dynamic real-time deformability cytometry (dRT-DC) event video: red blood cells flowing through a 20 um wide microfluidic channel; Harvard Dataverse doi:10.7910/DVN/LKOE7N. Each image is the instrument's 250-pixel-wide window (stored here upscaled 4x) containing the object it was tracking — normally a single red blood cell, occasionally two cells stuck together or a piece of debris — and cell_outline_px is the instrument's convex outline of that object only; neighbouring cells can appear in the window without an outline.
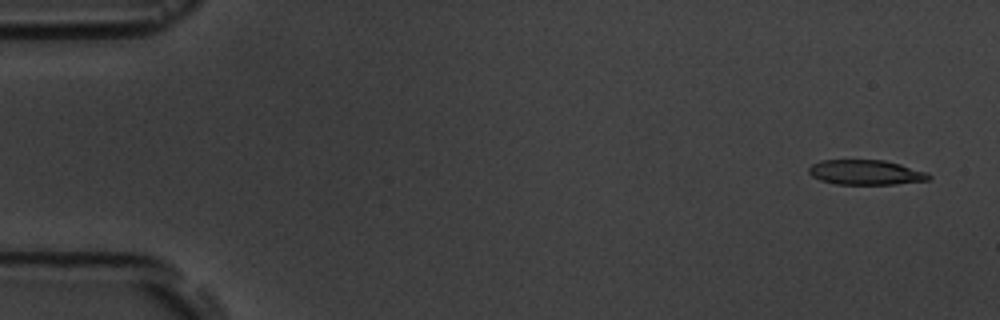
{"species": "common noctule bat (a hibernating species)", "species_latin": "Nyctalus noctula", "temperature_condition": "room temperature", "stored_images_in_passage": 6, "camera_frame_rate_fps": 3000, "um_per_image_px": 0.085, "animal": {"sex": "male", "body_mass_g": 19.5, "forearm_length_mm": 54.6}, "frame": {"image": 1, "passage_image": 1, "time_ms": 0.0, "image_size_px": [1000, 320], "cell_outline_px": [[932, 176], [928, 180], [896, 184], [836, 184], [820, 180], [812, 176], [808, 172], [808, 168], [812, 164], [820, 160], [884, 160], [900, 164], [928, 172]], "centroid_in_image_um": [73.59, 14.65], "position_along_channel_um": 11.4, "area_um2": 17.46}}
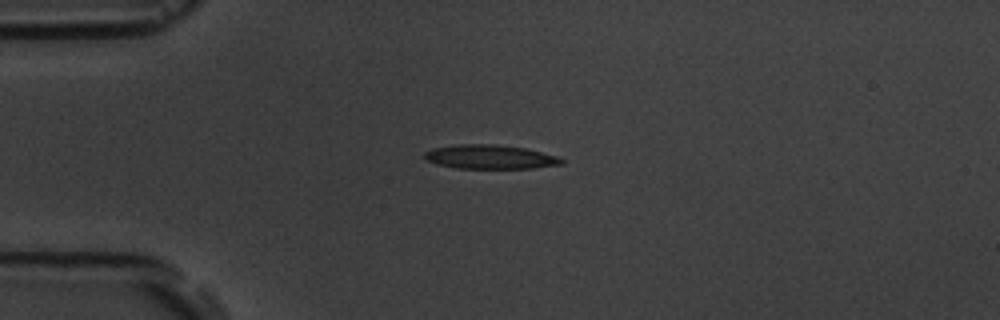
{"frame": {"image": 2, "passage_image": 4, "time_ms": 3.667, "image_size_px": [1000, 320], "cell_outline_px": [[564, 164], [532, 168], [456, 168], [436, 164], [428, 160], [424, 156], [424, 152], [432, 148], [460, 144], [492, 144], [524, 148], [556, 156], [564, 160]], "centroid_in_image_um": [41.64, 13.34], "position_along_channel_um": 43.4, "area_um2": 19.02}}
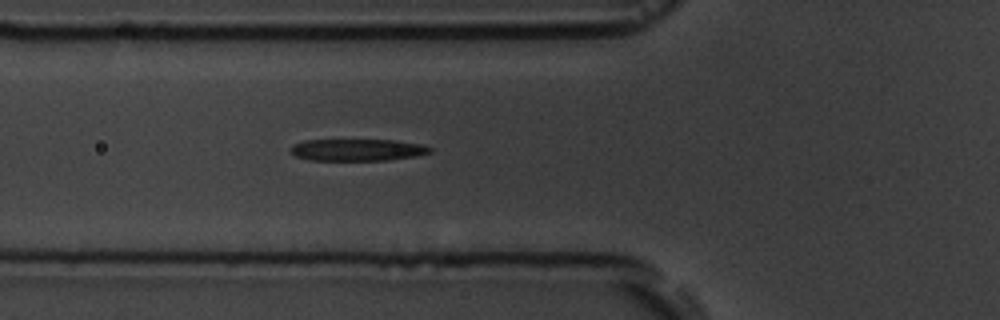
{"frame": {"image": 3, "passage_image": 6, "time_ms": 5.667, "image_size_px": [1000, 320], "cell_outline_px": [[432, 152], [416, 156], [388, 160], [308, 160], [296, 156], [292, 152], [292, 144], [304, 140], [396, 140], [424, 144], [432, 148]], "centroid_in_image_um": [30.43, 12.73], "position_along_channel_um": 95.4, "area_um2": 17.86}}